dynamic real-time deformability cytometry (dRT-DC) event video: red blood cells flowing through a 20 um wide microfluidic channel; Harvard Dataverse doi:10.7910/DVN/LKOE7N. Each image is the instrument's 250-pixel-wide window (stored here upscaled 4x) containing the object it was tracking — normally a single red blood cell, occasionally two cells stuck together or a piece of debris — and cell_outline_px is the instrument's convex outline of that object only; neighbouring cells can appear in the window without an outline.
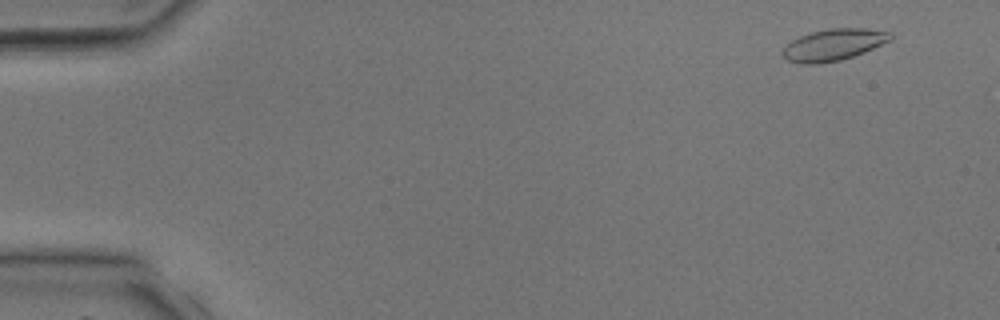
{"species": "common noctule bat (a hibernating species)", "species_latin": "Nyctalus noctula", "temperature_condition": "room temperature", "stored_images_in_passage": 12, "camera_frame_rate_fps": 3000, "um_per_image_px": 0.085, "animal": {"sex": "male", "body_mass_g": 17.9, "forearm_length_mm": 54.2}, "frame": {"image": 1, "passage_image": 3, "time_ms": 0.667, "image_size_px": [1000, 320], "cell_outline_px": [[892, 40], [864, 52], [840, 60], [820, 64], [800, 64], [788, 60], [780, 52], [792, 40], [800, 36], [812, 32], [828, 28], [864, 28], [892, 32]], "centroid_in_image_um": [70.86, 3.8], "position_along_channel_um": 14.1, "area_um2": 19.88}}